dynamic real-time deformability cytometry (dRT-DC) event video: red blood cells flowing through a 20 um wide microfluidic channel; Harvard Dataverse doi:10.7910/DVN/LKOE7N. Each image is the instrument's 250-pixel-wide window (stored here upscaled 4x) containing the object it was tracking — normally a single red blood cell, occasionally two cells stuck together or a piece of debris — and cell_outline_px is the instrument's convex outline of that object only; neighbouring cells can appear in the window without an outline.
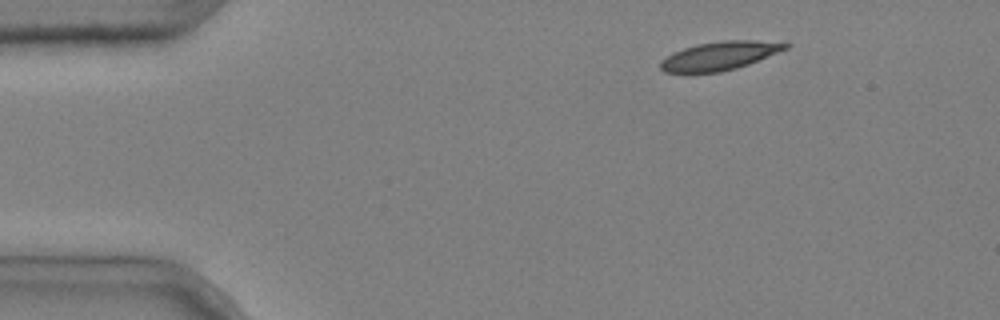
{"species": "common noctule bat (a hibernating species)", "species_latin": "Nyctalus noctula", "temperature_condition": "cold", "stored_images_in_passage": 3, "camera_frame_rate_fps": 3000, "um_per_image_px": 0.085, "animal": {"sex": "male", "body_mass_g": 20.4}, "frame": {"image": 1, "passage_image": 1, "time_ms": 0.0, "image_size_px": [1000, 320], "cell_outline_px": [[792, 44], [788, 48], [748, 64], [736, 68], [720, 72], [664, 72], [660, 68], [660, 60], [672, 52], [696, 44], [720, 40], [756, 40]], "centroid_in_image_um": [61.14, 4.73], "position_along_channel_um": 23.9, "area_um2": 20.69}}